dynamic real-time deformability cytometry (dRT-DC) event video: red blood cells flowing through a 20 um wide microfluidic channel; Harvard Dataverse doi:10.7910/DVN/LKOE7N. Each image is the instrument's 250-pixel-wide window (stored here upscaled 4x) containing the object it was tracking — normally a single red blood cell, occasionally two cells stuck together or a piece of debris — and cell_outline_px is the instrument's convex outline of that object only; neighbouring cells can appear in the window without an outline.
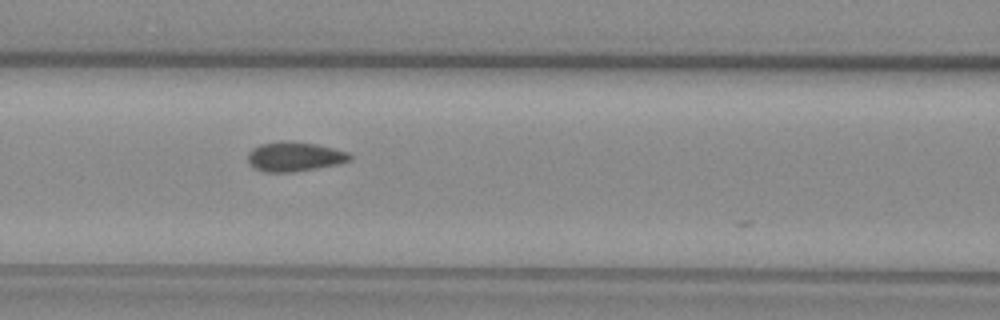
{"species": "common noctule bat (a hibernating species)", "species_latin": "Nyctalus noctula", "temperature_condition": "warm", "stored_images_in_passage": 12, "camera_frame_rate_fps": 3000, "um_per_image_px": 0.085, "animal": {"sex": "female", "body_mass_g": 29.2, "forearm_length_mm": 56.3}, "frame": {"image": 1, "passage_image": 6, "time_ms": 1.667, "image_size_px": [1000, 320], "cell_outline_px": [[352, 160], [336, 164], [316, 168], [292, 172], [264, 172], [252, 168], [248, 160], [248, 152], [252, 148], [260, 144], [280, 140], [316, 144], [348, 152], [352, 156]], "centroid_in_image_um": [24.99, 13.31], "position_along_channel_um": 141.6, "area_um2": 17.57}}